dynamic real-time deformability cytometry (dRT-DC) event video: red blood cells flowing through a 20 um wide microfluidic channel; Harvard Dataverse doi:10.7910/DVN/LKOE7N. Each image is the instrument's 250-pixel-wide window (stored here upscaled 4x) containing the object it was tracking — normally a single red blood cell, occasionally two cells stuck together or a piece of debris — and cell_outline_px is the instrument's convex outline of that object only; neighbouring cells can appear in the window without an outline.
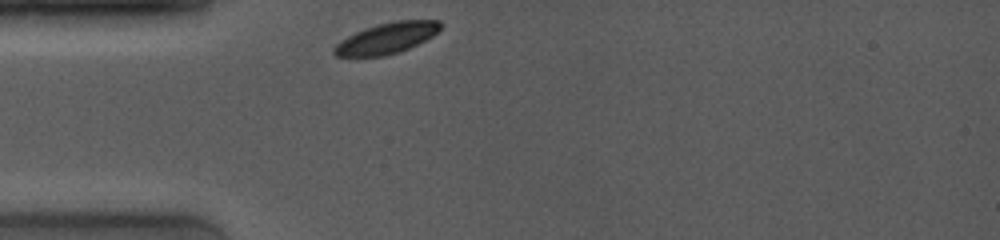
{"species": "common noctule bat (a hibernating species)", "species_latin": "Nyctalus noctula", "temperature_condition": "room temperature", "stored_images_in_passage": 40, "camera_frame_rate_fps": 4000, "um_per_image_px": 0.085, "animal": {"sex": "female", "body_mass_g": 19.0, "forearm_length_mm": 53.3}, "frame": {"image": 1, "passage_image": 1, "time_ms": 0.0, "image_size_px": [1000, 240], "cell_outline_px": [[440, 28], [432, 36], [408, 48], [384, 56], [336, 56], [332, 52], [332, 48], [340, 40], [364, 28], [396, 20], [440, 20]], "centroid_in_image_um": [32.83, 3.24], "position_along_channel_um": 52.2, "area_um2": 18.79}}
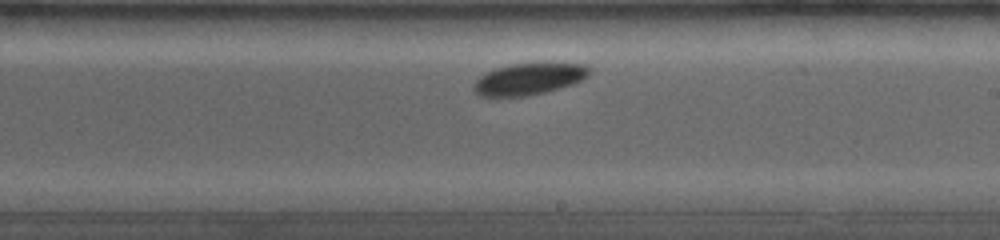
{"frame": {"image": 2, "passage_image": 22, "time_ms": 5.25, "image_size_px": [1000, 240], "cell_outline_px": [[592, 72], [588, 76], [572, 84], [544, 92], [528, 96], [496, 100], [480, 96], [472, 88], [472, 84], [480, 76], [496, 68], [508, 64], [544, 60], [588, 64]], "centroid_in_image_um": [44.95, 6.69], "position_along_channel_um": 244.0, "area_um2": 22.89}}
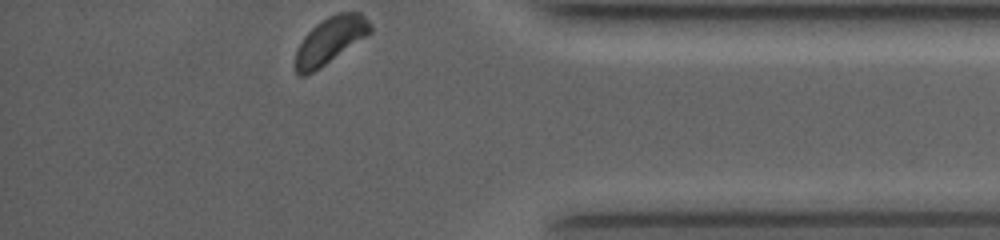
{"frame": {"image": 3, "passage_image": 40, "time_ms": 9.75, "image_size_px": [1000, 240], "cell_outline_px": [[372, 32], [320, 68], [304, 76], [300, 76], [296, 72], [296, 48], [304, 36], [316, 24], [328, 16], [336, 12], [360, 12], [372, 24]], "centroid_in_image_um": [28.07, 3.41], "position_along_channel_um": 407.1, "area_um2": 20.23}, "authors_computed_cell_mechanics": {"area_um2": 20.9236, "velocity_mm_per_s": 3.8435, "shape_relaxation_time_tau1_ms": 6.0526, "shape_relaxation_time_tau2_ms": null, "deformation_change_tau1": 0.165, "deformation_change_tau2": null}}